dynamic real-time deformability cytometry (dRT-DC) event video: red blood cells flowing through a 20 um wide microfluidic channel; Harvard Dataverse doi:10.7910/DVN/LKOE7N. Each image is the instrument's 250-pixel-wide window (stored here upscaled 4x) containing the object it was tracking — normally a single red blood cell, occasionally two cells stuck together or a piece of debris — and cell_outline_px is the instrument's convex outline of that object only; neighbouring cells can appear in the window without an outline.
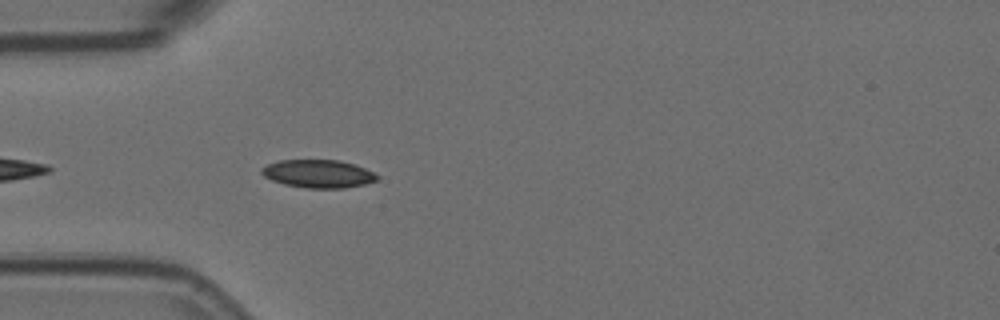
{"species": "Egyptian fruit bat (a non-hibernating species)", "species_latin": "Rousettus aegyptiacus", "temperature_condition": "room temperature", "stored_images_in_passage": 28, "camera_frame_rate_fps": 3000, "um_per_image_px": 0.085, "animal": {"sex": "female"}, "frame": {"image": 1, "passage_image": 4, "time_ms": 1.0, "image_size_px": [1000, 320], "cell_outline_px": [[380, 176], [376, 180], [364, 184], [344, 188], [308, 188], [284, 184], [272, 180], [264, 176], [260, 172], [260, 168], [268, 164], [280, 160], [340, 160], [364, 168]], "centroid_in_image_um": [27.02, 14.77], "position_along_channel_um": 58.0, "area_um2": 18.73}}
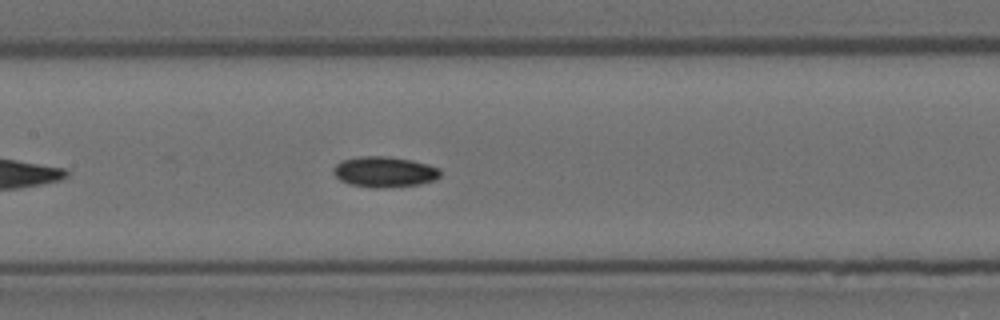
{"frame": {"image": 2, "passage_image": 14, "time_ms": 4.333, "image_size_px": [1000, 320], "cell_outline_px": [[440, 176], [436, 180], [420, 184], [384, 188], [372, 188], [348, 184], [340, 180], [332, 172], [332, 168], [340, 160], [360, 156], [388, 156], [412, 160], [428, 164], [440, 168]], "centroid_in_image_um": [32.66, 14.61], "position_along_channel_um": 174.7, "area_um2": 19.42}}
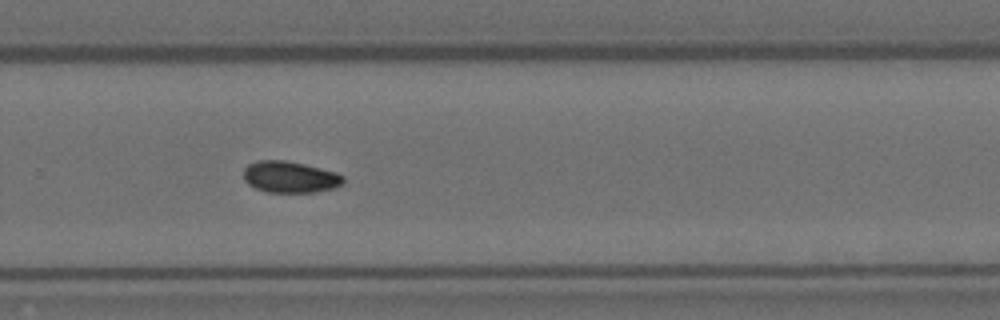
{"frame": {"image": 3, "passage_image": 25, "time_ms": 8.0, "image_size_px": [1000, 320], "cell_outline_px": [[344, 184], [336, 188], [316, 192], [268, 192], [256, 188], [248, 184], [244, 180], [244, 168], [248, 164], [256, 160], [284, 160], [304, 164], [336, 172], [344, 176]], "centroid_in_image_um": [24.67, 15.04], "position_along_channel_um": 305.1, "area_um2": 18.44}}